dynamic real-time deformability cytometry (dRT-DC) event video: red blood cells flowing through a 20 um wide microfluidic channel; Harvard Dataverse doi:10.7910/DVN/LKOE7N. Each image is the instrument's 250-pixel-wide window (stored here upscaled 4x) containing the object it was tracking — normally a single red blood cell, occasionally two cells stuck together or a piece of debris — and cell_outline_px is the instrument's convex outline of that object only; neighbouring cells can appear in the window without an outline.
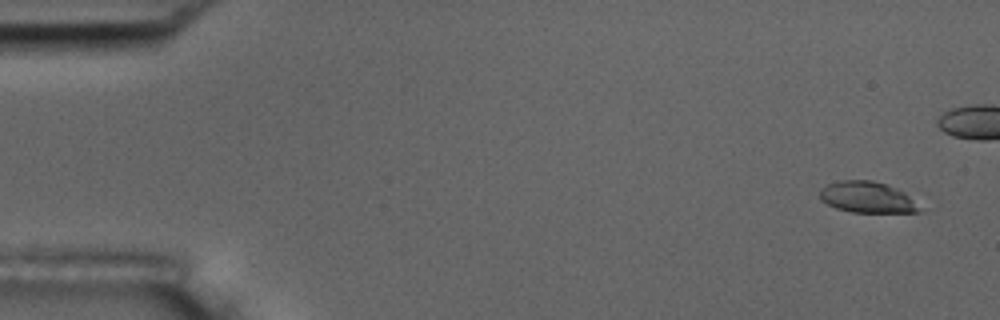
{"species": "common noctule bat (a hibernating species)", "species_latin": "Nyctalus noctula", "temperature_condition": "room temperature", "stored_images_in_passage": 8, "camera_frame_rate_fps": 3000, "um_per_image_px": 0.085, "animal": {"sex": "male", "body_mass_g": 17.5, "forearm_length_mm": 52.3}, "frame": {"image": 1, "passage_image": 1, "time_ms": 0.0, "image_size_px": [1000, 320], "cell_outline_px": [[924, 212], [852, 212], [836, 208], [820, 200], [820, 192], [828, 184], [844, 180], [872, 180], [888, 184], [904, 192], [924, 208]], "centroid_in_image_um": [73.79, 16.78], "position_along_channel_um": 11.2, "area_um2": 18.15}}